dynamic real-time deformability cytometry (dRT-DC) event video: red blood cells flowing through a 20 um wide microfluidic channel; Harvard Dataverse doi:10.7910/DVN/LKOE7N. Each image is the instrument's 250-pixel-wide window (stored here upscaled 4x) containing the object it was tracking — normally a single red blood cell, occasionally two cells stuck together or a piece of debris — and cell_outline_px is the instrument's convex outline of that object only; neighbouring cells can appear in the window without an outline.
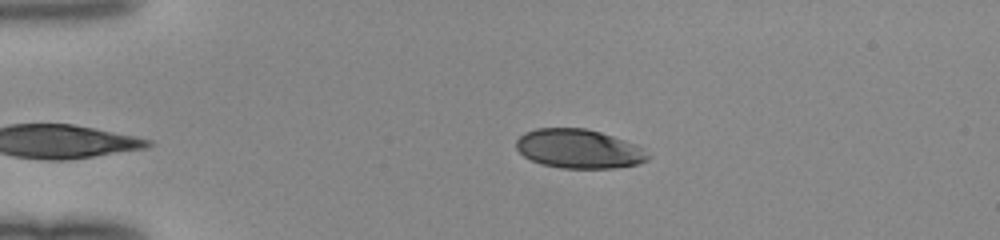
{"species": "human", "species_latin": "Homo sapiens", "temperature_condition": "room temperature", "stored_images_in_passage": 39, "camera_frame_rate_fps": 3000, "um_per_image_px": 0.085, "donor": {"sex": "female"}, "frame": {"image": 1, "passage_image": 1, "time_ms": 0.0, "image_size_px": [1000, 240], "cell_outline_px": [[652, 156], [648, 160], [636, 164], [612, 168], [560, 168], [540, 164], [524, 156], [516, 148], [516, 140], [524, 132], [536, 128], [584, 128], [600, 132], [636, 144], [644, 148]], "centroid_in_image_um": [49.21, 12.65], "position_along_channel_um": 35.8, "area_um2": 30.11}}
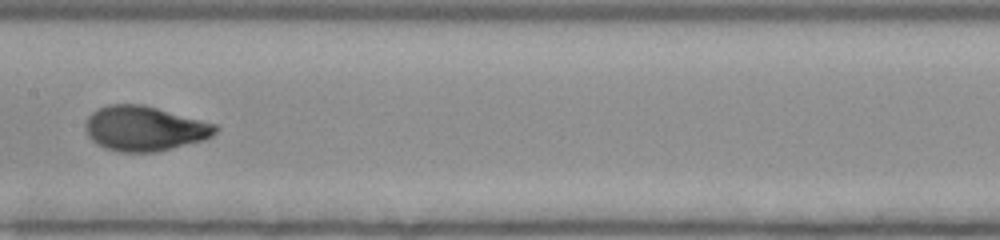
{"frame": {"image": 2, "passage_image": 16, "time_ms": 5.0, "image_size_px": [1000, 240], "cell_outline_px": [[220, 128], [212, 136], [204, 140], [156, 152], [120, 152], [104, 148], [96, 144], [88, 136], [84, 128], [84, 124], [88, 116], [92, 112], [108, 104], [144, 104], [216, 124]], "centroid_in_image_um": [12.27, 10.92], "position_along_channel_um": 195.1, "area_um2": 34.22}}
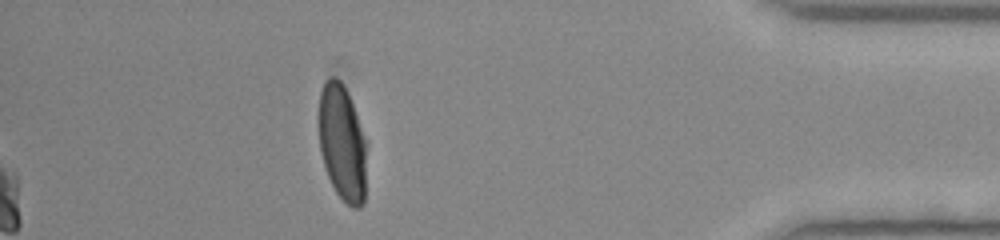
{"frame": {"image": 3, "passage_image": 34, "time_ms": 11.0, "image_size_px": [1000, 240], "cell_outline_px": [[364, 204], [360, 208], [352, 208], [336, 192], [324, 168], [320, 152], [320, 92], [328, 76], [336, 76], [344, 84], [352, 104], [364, 140]], "centroid_in_image_um": [29.05, 12.14], "position_along_channel_um": 406.1, "area_um2": 31.44}}